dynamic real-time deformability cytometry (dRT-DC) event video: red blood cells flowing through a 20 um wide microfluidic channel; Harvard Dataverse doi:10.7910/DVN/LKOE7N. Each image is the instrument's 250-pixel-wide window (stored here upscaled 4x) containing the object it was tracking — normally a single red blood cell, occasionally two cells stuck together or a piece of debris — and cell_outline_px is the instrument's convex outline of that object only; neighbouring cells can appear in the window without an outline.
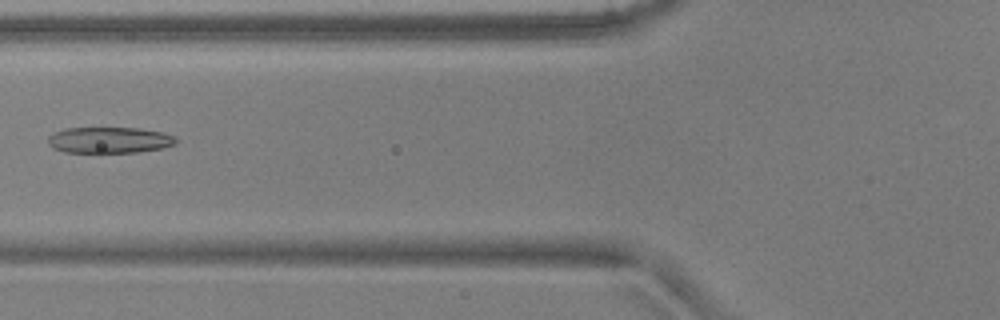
{"species": "common noctule bat (a hibernating species)", "species_latin": "Nyctalus noctula", "temperature_condition": "warm", "stored_images_in_passage": 5, "camera_frame_rate_fps": 3000, "um_per_image_px": 0.085, "animal": {"sex": "male", "body_mass_g": 17.9, "forearm_length_mm": 54.2}, "frame": {"image": 1, "passage_image": 5, "time_ms": 1.333, "image_size_px": [1000, 320], "cell_outline_px": [[176, 144], [164, 148], [136, 152], [64, 152], [52, 148], [48, 144], [48, 136], [52, 132], [64, 128], [140, 128], [160, 132], [172, 136], [176, 140]], "centroid_in_image_um": [9.24, 11.9], "position_along_channel_um": 116.6, "area_um2": 19.48}}